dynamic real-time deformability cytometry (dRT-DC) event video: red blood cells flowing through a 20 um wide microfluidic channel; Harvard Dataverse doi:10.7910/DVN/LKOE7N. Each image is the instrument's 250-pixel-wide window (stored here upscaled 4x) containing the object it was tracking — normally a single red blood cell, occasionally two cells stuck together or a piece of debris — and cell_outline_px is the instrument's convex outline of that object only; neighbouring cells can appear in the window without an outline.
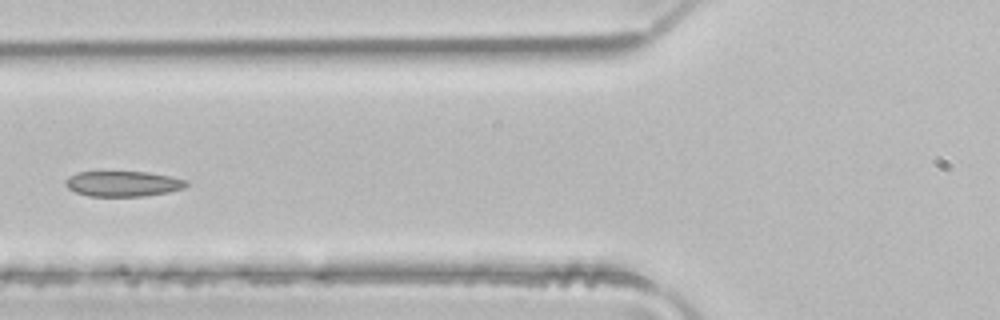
{"species": "common noctule bat (a hibernating species)", "species_latin": "Nyctalus noctula", "temperature_condition": "room temperature", "stored_images_in_passage": 5, "camera_frame_rate_fps": 3000, "um_per_image_px": 0.085, "animal": {"sex": "male", "body_mass_g": 21.5, "forearm_length_mm": 52.0}, "frame": {"image": 1, "passage_image": 5, "time_ms": 1.333, "image_size_px": [1000, 320], "cell_outline_px": [[188, 184], [184, 188], [168, 192], [144, 196], [88, 196], [76, 192], [68, 188], [64, 184], [64, 180], [68, 176], [76, 172], [148, 172], [188, 180]], "centroid_in_image_um": [10.43, 15.62], "position_along_channel_um": 115.4, "area_um2": 17.92}}